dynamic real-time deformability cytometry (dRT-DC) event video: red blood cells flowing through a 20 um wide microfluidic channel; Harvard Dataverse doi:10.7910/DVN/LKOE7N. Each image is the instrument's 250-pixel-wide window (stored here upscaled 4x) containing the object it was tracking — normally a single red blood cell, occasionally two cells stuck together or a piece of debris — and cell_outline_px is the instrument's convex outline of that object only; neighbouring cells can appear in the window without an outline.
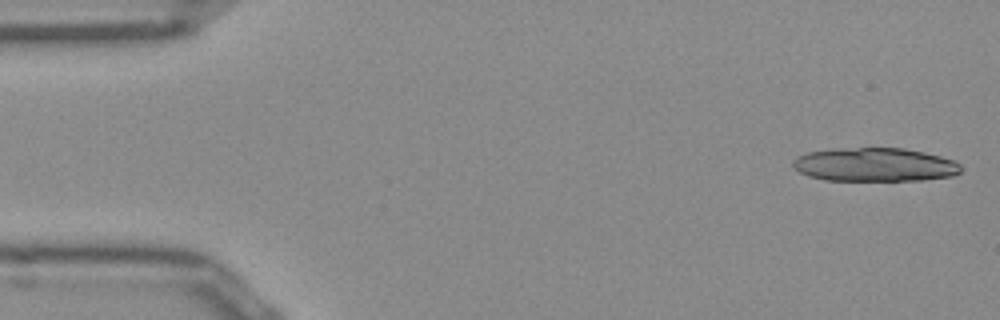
{"species": "Egyptian fruit bat (a non-hibernating species)", "species_latin": "Rousettus aegyptiacus", "temperature_condition": "room temperature", "stored_images_in_passage": 27, "camera_frame_rate_fps": 3000, "um_per_image_px": 0.085, "frame": {"image": 1, "passage_image": 1, "time_ms": 0.0, "image_size_px": [1000, 320], "cell_outline_px": [[960, 172], [952, 176], [924, 180], [824, 180], [808, 176], [800, 172], [792, 164], [792, 160], [796, 156], [808, 152], [832, 148], [904, 148], [924, 152], [956, 160], [960, 164]], "centroid_in_image_um": [74.35, 13.99], "position_along_channel_um": 10.7, "area_um2": 33.12}}
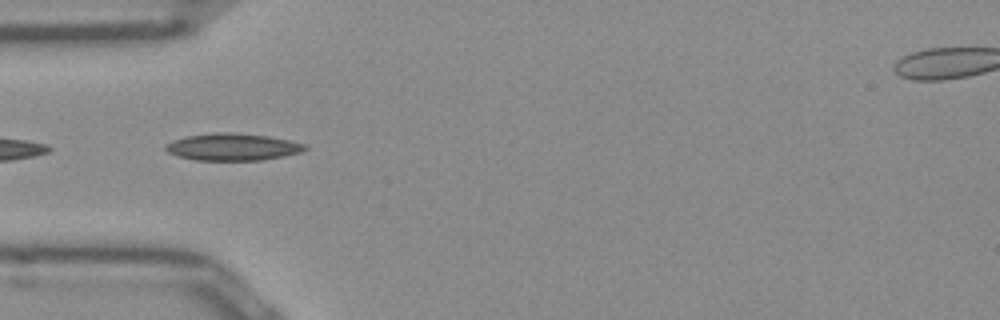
{"frame": {"image": 2, "passage_image": 15, "time_ms": 4.667, "image_size_px": [1000, 320], "cell_outline_px": [[308, 148], [300, 152], [284, 156], [260, 160], [196, 160], [180, 156], [168, 152], [164, 148], [164, 144], [172, 140], [184, 136], [216, 132], [228, 132], [268, 136], [288, 140], [304, 144]], "centroid_in_image_um": [19.73, 12.48], "position_along_channel_um": 65.3, "area_um2": 21.91}}
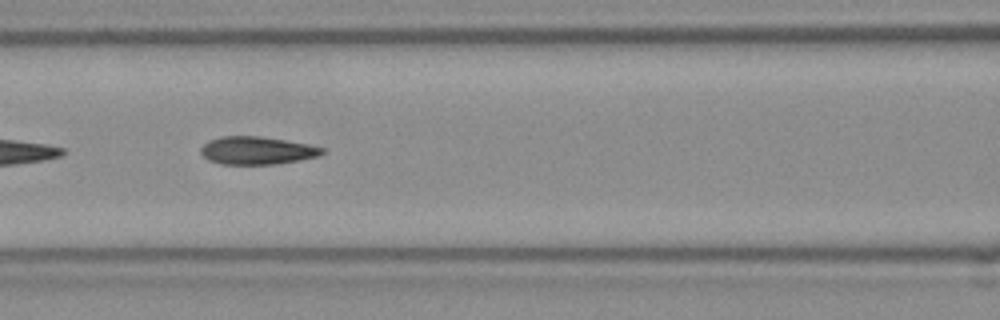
{"frame": {"image": 3, "passage_image": 21, "time_ms": 6.667, "image_size_px": [1000, 320], "cell_outline_px": [[324, 152], [320, 156], [276, 164], [220, 164], [208, 160], [200, 152], [200, 148], [208, 140], [220, 136], [260, 136], [308, 144], [324, 148]], "centroid_in_image_um": [21.81, 12.79], "position_along_channel_um": 144.8, "area_um2": 19.71}}